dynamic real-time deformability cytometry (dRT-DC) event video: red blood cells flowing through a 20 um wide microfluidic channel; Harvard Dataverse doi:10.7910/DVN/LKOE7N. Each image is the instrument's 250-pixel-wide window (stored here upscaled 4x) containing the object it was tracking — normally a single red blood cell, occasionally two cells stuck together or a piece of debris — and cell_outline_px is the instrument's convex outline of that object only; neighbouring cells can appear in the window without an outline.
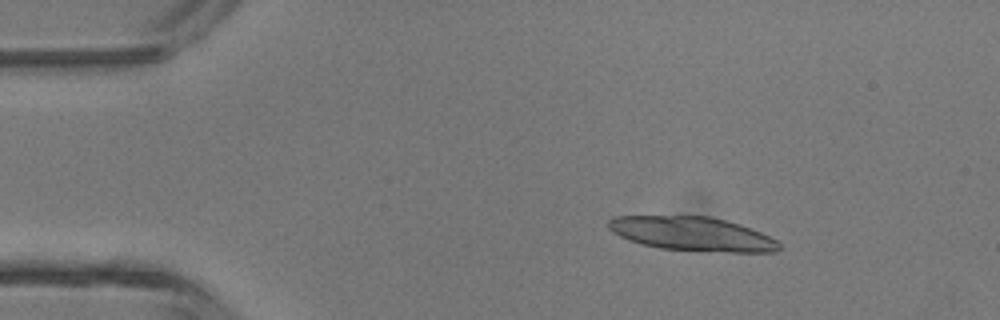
{"species": "common noctule bat (a hibernating species)", "species_latin": "Nyctalus noctula", "temperature_condition": "room temperature", "stored_images_in_passage": 3, "camera_frame_rate_fps": 3000, "um_per_image_px": 0.085, "animal": {"sex": "male", "body_mass_g": 13.3}, "frame": {"image": 1, "passage_image": 1, "time_ms": 0.0, "image_size_px": [1000, 320], "cell_outline_px": [[780, 248], [776, 252], [732, 252], [660, 248], [640, 244], [628, 240], [612, 232], [608, 228], [608, 220], [612, 216], [712, 216], [740, 224], [760, 232], [776, 240], [780, 244]], "centroid_in_image_um": [58.81, 19.87], "position_along_channel_um": 26.2, "area_um2": 33.76}}